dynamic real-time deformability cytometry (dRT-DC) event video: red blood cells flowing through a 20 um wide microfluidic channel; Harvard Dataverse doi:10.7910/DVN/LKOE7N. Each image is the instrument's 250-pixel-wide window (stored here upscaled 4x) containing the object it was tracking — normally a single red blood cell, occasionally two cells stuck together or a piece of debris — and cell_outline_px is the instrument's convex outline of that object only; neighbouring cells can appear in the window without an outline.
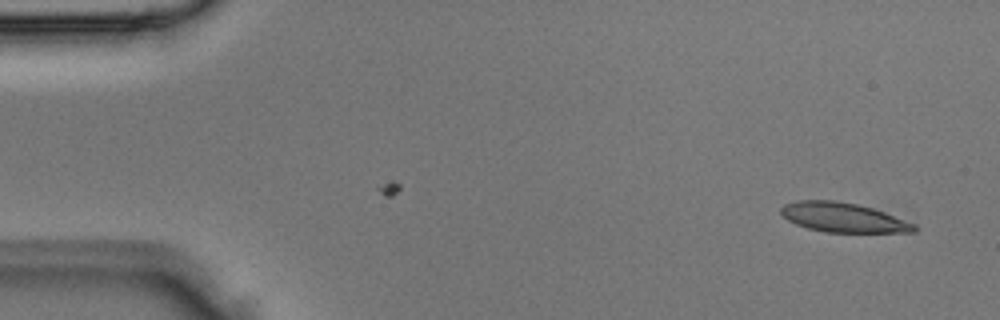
{"species": "Egyptian fruit bat (a non-hibernating species)", "species_latin": "Rousettus aegyptiacus", "temperature_condition": "room temperature", "stored_images_in_passage": 4, "camera_frame_rate_fps": 3000, "um_per_image_px": 0.085, "animal": {"sex": "male"}, "frame": {"image": 1, "passage_image": 4, "time_ms": 1.0, "image_size_px": [1000, 320], "cell_outline_px": [[916, 232], [824, 232], [808, 228], [796, 224], [788, 220], [780, 212], [780, 208], [784, 204], [796, 200], [836, 200], [856, 204], [872, 208], [884, 212], [916, 224]], "centroid_in_image_um": [71.65, 18.48], "position_along_channel_um": 13.4, "area_um2": 22.83}}